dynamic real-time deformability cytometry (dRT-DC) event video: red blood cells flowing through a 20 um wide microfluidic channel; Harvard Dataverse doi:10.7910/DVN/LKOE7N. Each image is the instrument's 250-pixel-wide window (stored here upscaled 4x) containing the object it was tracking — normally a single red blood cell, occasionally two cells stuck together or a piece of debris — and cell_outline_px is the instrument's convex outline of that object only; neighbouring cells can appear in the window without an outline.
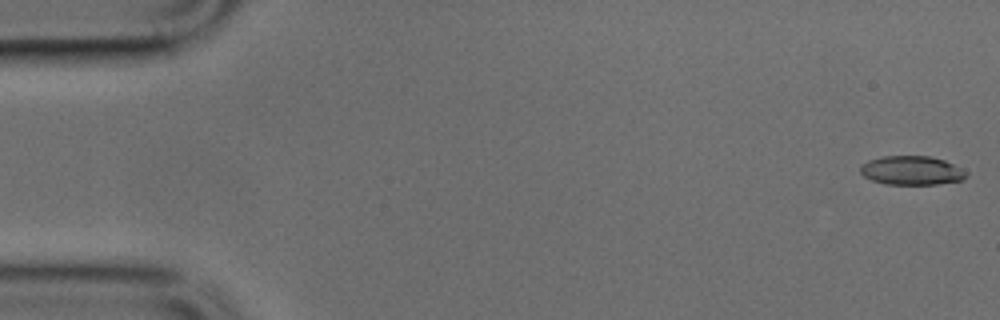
{"species": "common noctule bat (a hibernating species)", "species_latin": "Nyctalus noctula", "temperature_condition": "cold", "stored_images_in_passage": 16, "camera_frame_rate_fps": 3000, "um_per_image_px": 0.085, "animal": {"sex": "male", "body_mass_g": 17.9, "forearm_length_mm": 54.2}, "frame": {"image": 1, "passage_image": 1, "time_ms": 0.0, "image_size_px": [1000, 320], "cell_outline_px": [[968, 176], [964, 180], [936, 184], [884, 184], [872, 180], [864, 176], [860, 172], [860, 168], [868, 160], [884, 156], [928, 156], [944, 160], [968, 172]], "centroid_in_image_um": [77.51, 14.49], "position_along_channel_um": 7.5, "area_um2": 17.8}}
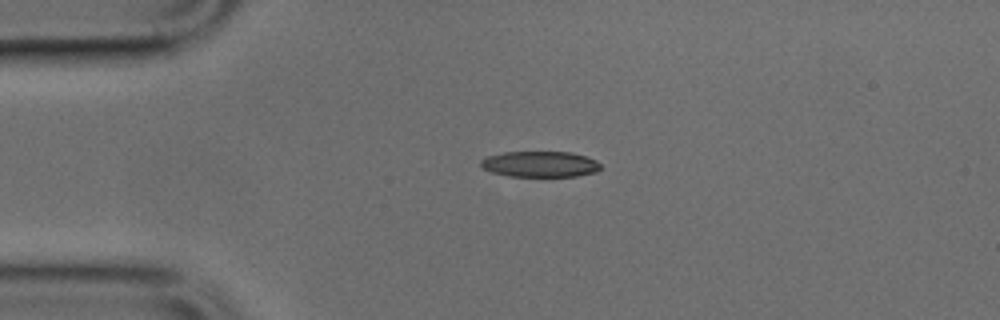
{"frame": {"image": 2, "passage_image": 11, "time_ms": 3.333, "image_size_px": [1000, 320], "cell_outline_px": [[600, 168], [596, 172], [576, 176], [508, 176], [492, 172], [480, 168], [480, 160], [484, 156], [504, 152], [572, 152], [596, 160], [600, 164]], "centroid_in_image_um": [45.84, 13.95], "position_along_channel_um": 39.2, "area_um2": 18.15}}